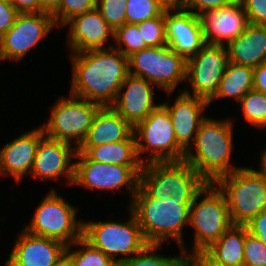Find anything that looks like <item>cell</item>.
<instances>
[{
  "label": "cell",
  "instance_id": "cell-1",
  "mask_svg": "<svg viewBox=\"0 0 266 266\" xmlns=\"http://www.w3.org/2000/svg\"><path fill=\"white\" fill-rule=\"evenodd\" d=\"M72 53L70 94L100 105L112 106L129 75L128 58L114 46ZM109 102V103H108Z\"/></svg>",
  "mask_w": 266,
  "mask_h": 266
},
{
  "label": "cell",
  "instance_id": "cell-2",
  "mask_svg": "<svg viewBox=\"0 0 266 266\" xmlns=\"http://www.w3.org/2000/svg\"><path fill=\"white\" fill-rule=\"evenodd\" d=\"M231 120H213L206 117L195 136V154L192 148L185 152L184 161L207 182L215 183L221 176L238 169L230 164L233 148Z\"/></svg>",
  "mask_w": 266,
  "mask_h": 266
},
{
  "label": "cell",
  "instance_id": "cell-3",
  "mask_svg": "<svg viewBox=\"0 0 266 266\" xmlns=\"http://www.w3.org/2000/svg\"><path fill=\"white\" fill-rule=\"evenodd\" d=\"M191 204L161 201L151 198L140 186L131 199L130 209L135 215L148 244H163L169 237L180 246L187 257L182 240V228L189 224Z\"/></svg>",
  "mask_w": 266,
  "mask_h": 266
},
{
  "label": "cell",
  "instance_id": "cell-4",
  "mask_svg": "<svg viewBox=\"0 0 266 266\" xmlns=\"http://www.w3.org/2000/svg\"><path fill=\"white\" fill-rule=\"evenodd\" d=\"M207 182L186 161L147 162L139 174V186L161 201L192 204Z\"/></svg>",
  "mask_w": 266,
  "mask_h": 266
},
{
  "label": "cell",
  "instance_id": "cell-5",
  "mask_svg": "<svg viewBox=\"0 0 266 266\" xmlns=\"http://www.w3.org/2000/svg\"><path fill=\"white\" fill-rule=\"evenodd\" d=\"M215 184L226 197L233 225H247L266 210V177L257 170L240 167Z\"/></svg>",
  "mask_w": 266,
  "mask_h": 266
},
{
  "label": "cell",
  "instance_id": "cell-6",
  "mask_svg": "<svg viewBox=\"0 0 266 266\" xmlns=\"http://www.w3.org/2000/svg\"><path fill=\"white\" fill-rule=\"evenodd\" d=\"M189 225L195 228L192 253L207 250L233 225L226 197L215 183H207L196 195L190 206Z\"/></svg>",
  "mask_w": 266,
  "mask_h": 266
},
{
  "label": "cell",
  "instance_id": "cell-7",
  "mask_svg": "<svg viewBox=\"0 0 266 266\" xmlns=\"http://www.w3.org/2000/svg\"><path fill=\"white\" fill-rule=\"evenodd\" d=\"M130 216L124 223L83 222V237L118 265L133 254H138L148 244L131 209ZM118 254L127 256L114 258Z\"/></svg>",
  "mask_w": 266,
  "mask_h": 266
},
{
  "label": "cell",
  "instance_id": "cell-8",
  "mask_svg": "<svg viewBox=\"0 0 266 266\" xmlns=\"http://www.w3.org/2000/svg\"><path fill=\"white\" fill-rule=\"evenodd\" d=\"M134 135L138 157L144 164L184 160L186 151L177 143L170 114L162 104L134 127ZM148 150L150 158L144 161L141 153Z\"/></svg>",
  "mask_w": 266,
  "mask_h": 266
},
{
  "label": "cell",
  "instance_id": "cell-9",
  "mask_svg": "<svg viewBox=\"0 0 266 266\" xmlns=\"http://www.w3.org/2000/svg\"><path fill=\"white\" fill-rule=\"evenodd\" d=\"M128 66L130 75L144 78L169 94L180 81L186 80V60L168 45L134 53L128 57Z\"/></svg>",
  "mask_w": 266,
  "mask_h": 266
},
{
  "label": "cell",
  "instance_id": "cell-10",
  "mask_svg": "<svg viewBox=\"0 0 266 266\" xmlns=\"http://www.w3.org/2000/svg\"><path fill=\"white\" fill-rule=\"evenodd\" d=\"M100 105L70 94L60 99L51 110L47 125L42 127L44 135L72 145L76 149L85 139Z\"/></svg>",
  "mask_w": 266,
  "mask_h": 266
},
{
  "label": "cell",
  "instance_id": "cell-11",
  "mask_svg": "<svg viewBox=\"0 0 266 266\" xmlns=\"http://www.w3.org/2000/svg\"><path fill=\"white\" fill-rule=\"evenodd\" d=\"M76 214L77 210L53 190L41 201L31 224L24 230L57 239L68 246L83 236V221H77Z\"/></svg>",
  "mask_w": 266,
  "mask_h": 266
},
{
  "label": "cell",
  "instance_id": "cell-12",
  "mask_svg": "<svg viewBox=\"0 0 266 266\" xmlns=\"http://www.w3.org/2000/svg\"><path fill=\"white\" fill-rule=\"evenodd\" d=\"M79 161L74 162V182L90 189L113 190L123 186L133 196L139 186V174L143 166H123L91 160L85 153H76Z\"/></svg>",
  "mask_w": 266,
  "mask_h": 266
},
{
  "label": "cell",
  "instance_id": "cell-13",
  "mask_svg": "<svg viewBox=\"0 0 266 266\" xmlns=\"http://www.w3.org/2000/svg\"><path fill=\"white\" fill-rule=\"evenodd\" d=\"M229 63L225 45L206 44L197 54L186 60V81L189 80L192 96L209 101L216 93Z\"/></svg>",
  "mask_w": 266,
  "mask_h": 266
},
{
  "label": "cell",
  "instance_id": "cell-14",
  "mask_svg": "<svg viewBox=\"0 0 266 266\" xmlns=\"http://www.w3.org/2000/svg\"><path fill=\"white\" fill-rule=\"evenodd\" d=\"M54 26V18L48 13H19L13 26L0 37V61L20 60Z\"/></svg>",
  "mask_w": 266,
  "mask_h": 266
},
{
  "label": "cell",
  "instance_id": "cell-15",
  "mask_svg": "<svg viewBox=\"0 0 266 266\" xmlns=\"http://www.w3.org/2000/svg\"><path fill=\"white\" fill-rule=\"evenodd\" d=\"M176 10H165L166 41L173 51L187 60L207 43L199 16L181 8Z\"/></svg>",
  "mask_w": 266,
  "mask_h": 266
},
{
  "label": "cell",
  "instance_id": "cell-16",
  "mask_svg": "<svg viewBox=\"0 0 266 266\" xmlns=\"http://www.w3.org/2000/svg\"><path fill=\"white\" fill-rule=\"evenodd\" d=\"M6 266H53L65 257L67 245L57 239L21 233Z\"/></svg>",
  "mask_w": 266,
  "mask_h": 266
},
{
  "label": "cell",
  "instance_id": "cell-17",
  "mask_svg": "<svg viewBox=\"0 0 266 266\" xmlns=\"http://www.w3.org/2000/svg\"><path fill=\"white\" fill-rule=\"evenodd\" d=\"M202 31L207 44L228 45L238 37L249 24L247 14L240 0L201 12L199 15Z\"/></svg>",
  "mask_w": 266,
  "mask_h": 266
},
{
  "label": "cell",
  "instance_id": "cell-18",
  "mask_svg": "<svg viewBox=\"0 0 266 266\" xmlns=\"http://www.w3.org/2000/svg\"><path fill=\"white\" fill-rule=\"evenodd\" d=\"M77 149L71 144L43 135L30 174L41 179H56L66 175L69 183L74 182L75 164L71 161Z\"/></svg>",
  "mask_w": 266,
  "mask_h": 266
},
{
  "label": "cell",
  "instance_id": "cell-19",
  "mask_svg": "<svg viewBox=\"0 0 266 266\" xmlns=\"http://www.w3.org/2000/svg\"><path fill=\"white\" fill-rule=\"evenodd\" d=\"M191 94L184 90L171 107L166 102L162 103L170 114L177 143L185 151L193 145L200 124L206 118L203 111L209 106L206 99Z\"/></svg>",
  "mask_w": 266,
  "mask_h": 266
},
{
  "label": "cell",
  "instance_id": "cell-20",
  "mask_svg": "<svg viewBox=\"0 0 266 266\" xmlns=\"http://www.w3.org/2000/svg\"><path fill=\"white\" fill-rule=\"evenodd\" d=\"M144 78L128 75L112 107L134 128L160 104L153 103V87ZM123 88H127L122 94Z\"/></svg>",
  "mask_w": 266,
  "mask_h": 266
},
{
  "label": "cell",
  "instance_id": "cell-21",
  "mask_svg": "<svg viewBox=\"0 0 266 266\" xmlns=\"http://www.w3.org/2000/svg\"><path fill=\"white\" fill-rule=\"evenodd\" d=\"M70 25L69 48L73 53L89 50L104 49V44L110 35L114 36V29L102 18L95 8L85 14L75 16L64 23Z\"/></svg>",
  "mask_w": 266,
  "mask_h": 266
},
{
  "label": "cell",
  "instance_id": "cell-22",
  "mask_svg": "<svg viewBox=\"0 0 266 266\" xmlns=\"http://www.w3.org/2000/svg\"><path fill=\"white\" fill-rule=\"evenodd\" d=\"M43 135V129L39 127L7 143L0 151V175H10L19 182L27 171L30 173Z\"/></svg>",
  "mask_w": 266,
  "mask_h": 266
},
{
  "label": "cell",
  "instance_id": "cell-23",
  "mask_svg": "<svg viewBox=\"0 0 266 266\" xmlns=\"http://www.w3.org/2000/svg\"><path fill=\"white\" fill-rule=\"evenodd\" d=\"M134 128L112 107H100L80 146H98L126 140Z\"/></svg>",
  "mask_w": 266,
  "mask_h": 266
},
{
  "label": "cell",
  "instance_id": "cell-24",
  "mask_svg": "<svg viewBox=\"0 0 266 266\" xmlns=\"http://www.w3.org/2000/svg\"><path fill=\"white\" fill-rule=\"evenodd\" d=\"M229 62L255 68L266 60V26L248 24L227 46Z\"/></svg>",
  "mask_w": 266,
  "mask_h": 266
},
{
  "label": "cell",
  "instance_id": "cell-25",
  "mask_svg": "<svg viewBox=\"0 0 266 266\" xmlns=\"http://www.w3.org/2000/svg\"><path fill=\"white\" fill-rule=\"evenodd\" d=\"M76 153H85L91 160L101 163L144 166L137 154L134 132L124 141L98 146H79Z\"/></svg>",
  "mask_w": 266,
  "mask_h": 266
},
{
  "label": "cell",
  "instance_id": "cell-26",
  "mask_svg": "<svg viewBox=\"0 0 266 266\" xmlns=\"http://www.w3.org/2000/svg\"><path fill=\"white\" fill-rule=\"evenodd\" d=\"M244 241L245 225H232L205 251L226 266H244Z\"/></svg>",
  "mask_w": 266,
  "mask_h": 266
},
{
  "label": "cell",
  "instance_id": "cell-27",
  "mask_svg": "<svg viewBox=\"0 0 266 266\" xmlns=\"http://www.w3.org/2000/svg\"><path fill=\"white\" fill-rule=\"evenodd\" d=\"M253 70L252 67L229 62L216 93L208 103L210 104L213 99L226 97H232L239 102L248 91L253 89Z\"/></svg>",
  "mask_w": 266,
  "mask_h": 266
},
{
  "label": "cell",
  "instance_id": "cell-28",
  "mask_svg": "<svg viewBox=\"0 0 266 266\" xmlns=\"http://www.w3.org/2000/svg\"><path fill=\"white\" fill-rule=\"evenodd\" d=\"M72 245L82 247L76 251H71ZM65 256L71 266H118L110 257L95 248L83 236L67 246Z\"/></svg>",
  "mask_w": 266,
  "mask_h": 266
},
{
  "label": "cell",
  "instance_id": "cell-29",
  "mask_svg": "<svg viewBox=\"0 0 266 266\" xmlns=\"http://www.w3.org/2000/svg\"><path fill=\"white\" fill-rule=\"evenodd\" d=\"M160 246L161 244H147L138 254L119 263L118 266H182L187 261L184 252L174 257L155 254V250Z\"/></svg>",
  "mask_w": 266,
  "mask_h": 266
},
{
  "label": "cell",
  "instance_id": "cell-30",
  "mask_svg": "<svg viewBox=\"0 0 266 266\" xmlns=\"http://www.w3.org/2000/svg\"><path fill=\"white\" fill-rule=\"evenodd\" d=\"M245 120L251 125L266 128V94L251 89L239 101Z\"/></svg>",
  "mask_w": 266,
  "mask_h": 266
},
{
  "label": "cell",
  "instance_id": "cell-31",
  "mask_svg": "<svg viewBox=\"0 0 266 266\" xmlns=\"http://www.w3.org/2000/svg\"><path fill=\"white\" fill-rule=\"evenodd\" d=\"M113 38L117 42V50H119L127 58L134 53L147 48L144 40H142L141 32L136 24L125 23L114 30ZM123 45L125 46L123 48Z\"/></svg>",
  "mask_w": 266,
  "mask_h": 266
},
{
  "label": "cell",
  "instance_id": "cell-32",
  "mask_svg": "<svg viewBox=\"0 0 266 266\" xmlns=\"http://www.w3.org/2000/svg\"><path fill=\"white\" fill-rule=\"evenodd\" d=\"M165 10L157 0H127L126 23L137 24L155 18Z\"/></svg>",
  "mask_w": 266,
  "mask_h": 266
},
{
  "label": "cell",
  "instance_id": "cell-33",
  "mask_svg": "<svg viewBox=\"0 0 266 266\" xmlns=\"http://www.w3.org/2000/svg\"><path fill=\"white\" fill-rule=\"evenodd\" d=\"M136 25L147 47L167 45L165 11L160 16L137 23Z\"/></svg>",
  "mask_w": 266,
  "mask_h": 266
},
{
  "label": "cell",
  "instance_id": "cell-34",
  "mask_svg": "<svg viewBox=\"0 0 266 266\" xmlns=\"http://www.w3.org/2000/svg\"><path fill=\"white\" fill-rule=\"evenodd\" d=\"M127 0H96V9L115 30L126 23Z\"/></svg>",
  "mask_w": 266,
  "mask_h": 266
},
{
  "label": "cell",
  "instance_id": "cell-35",
  "mask_svg": "<svg viewBox=\"0 0 266 266\" xmlns=\"http://www.w3.org/2000/svg\"><path fill=\"white\" fill-rule=\"evenodd\" d=\"M96 8V0H61L58 10L52 15L56 25L61 27L69 19Z\"/></svg>",
  "mask_w": 266,
  "mask_h": 266
},
{
  "label": "cell",
  "instance_id": "cell-36",
  "mask_svg": "<svg viewBox=\"0 0 266 266\" xmlns=\"http://www.w3.org/2000/svg\"><path fill=\"white\" fill-rule=\"evenodd\" d=\"M244 266H266V246L245 225Z\"/></svg>",
  "mask_w": 266,
  "mask_h": 266
},
{
  "label": "cell",
  "instance_id": "cell-37",
  "mask_svg": "<svg viewBox=\"0 0 266 266\" xmlns=\"http://www.w3.org/2000/svg\"><path fill=\"white\" fill-rule=\"evenodd\" d=\"M240 2L250 24L266 26V0H240Z\"/></svg>",
  "mask_w": 266,
  "mask_h": 266
},
{
  "label": "cell",
  "instance_id": "cell-38",
  "mask_svg": "<svg viewBox=\"0 0 266 266\" xmlns=\"http://www.w3.org/2000/svg\"><path fill=\"white\" fill-rule=\"evenodd\" d=\"M234 1L236 0H182L181 9L193 12L199 16L201 11L204 12L211 9H218L227 6ZM194 9H198L199 12L193 11Z\"/></svg>",
  "mask_w": 266,
  "mask_h": 266
},
{
  "label": "cell",
  "instance_id": "cell-39",
  "mask_svg": "<svg viewBox=\"0 0 266 266\" xmlns=\"http://www.w3.org/2000/svg\"><path fill=\"white\" fill-rule=\"evenodd\" d=\"M19 12L9 1L0 0V37L14 24Z\"/></svg>",
  "mask_w": 266,
  "mask_h": 266
},
{
  "label": "cell",
  "instance_id": "cell-40",
  "mask_svg": "<svg viewBox=\"0 0 266 266\" xmlns=\"http://www.w3.org/2000/svg\"><path fill=\"white\" fill-rule=\"evenodd\" d=\"M246 226L248 232L259 238L266 246V210L257 214Z\"/></svg>",
  "mask_w": 266,
  "mask_h": 266
},
{
  "label": "cell",
  "instance_id": "cell-41",
  "mask_svg": "<svg viewBox=\"0 0 266 266\" xmlns=\"http://www.w3.org/2000/svg\"><path fill=\"white\" fill-rule=\"evenodd\" d=\"M187 262L191 266H226L214 258H212L206 251H197L191 255H187Z\"/></svg>",
  "mask_w": 266,
  "mask_h": 266
},
{
  "label": "cell",
  "instance_id": "cell-42",
  "mask_svg": "<svg viewBox=\"0 0 266 266\" xmlns=\"http://www.w3.org/2000/svg\"><path fill=\"white\" fill-rule=\"evenodd\" d=\"M253 89L266 94V60L253 70Z\"/></svg>",
  "mask_w": 266,
  "mask_h": 266
},
{
  "label": "cell",
  "instance_id": "cell-43",
  "mask_svg": "<svg viewBox=\"0 0 266 266\" xmlns=\"http://www.w3.org/2000/svg\"><path fill=\"white\" fill-rule=\"evenodd\" d=\"M19 13L41 12L39 0H10Z\"/></svg>",
  "mask_w": 266,
  "mask_h": 266
},
{
  "label": "cell",
  "instance_id": "cell-44",
  "mask_svg": "<svg viewBox=\"0 0 266 266\" xmlns=\"http://www.w3.org/2000/svg\"><path fill=\"white\" fill-rule=\"evenodd\" d=\"M61 0H39L41 12L53 15L59 8Z\"/></svg>",
  "mask_w": 266,
  "mask_h": 266
},
{
  "label": "cell",
  "instance_id": "cell-45",
  "mask_svg": "<svg viewBox=\"0 0 266 266\" xmlns=\"http://www.w3.org/2000/svg\"><path fill=\"white\" fill-rule=\"evenodd\" d=\"M166 9H179L181 8L182 0H157Z\"/></svg>",
  "mask_w": 266,
  "mask_h": 266
},
{
  "label": "cell",
  "instance_id": "cell-46",
  "mask_svg": "<svg viewBox=\"0 0 266 266\" xmlns=\"http://www.w3.org/2000/svg\"><path fill=\"white\" fill-rule=\"evenodd\" d=\"M260 170H257L261 175L266 177V150L261 154Z\"/></svg>",
  "mask_w": 266,
  "mask_h": 266
},
{
  "label": "cell",
  "instance_id": "cell-47",
  "mask_svg": "<svg viewBox=\"0 0 266 266\" xmlns=\"http://www.w3.org/2000/svg\"><path fill=\"white\" fill-rule=\"evenodd\" d=\"M53 266H71L68 258L65 256L63 259H61L58 263H56Z\"/></svg>",
  "mask_w": 266,
  "mask_h": 266
},
{
  "label": "cell",
  "instance_id": "cell-48",
  "mask_svg": "<svg viewBox=\"0 0 266 266\" xmlns=\"http://www.w3.org/2000/svg\"><path fill=\"white\" fill-rule=\"evenodd\" d=\"M182 266H191L187 261Z\"/></svg>",
  "mask_w": 266,
  "mask_h": 266
}]
</instances>
